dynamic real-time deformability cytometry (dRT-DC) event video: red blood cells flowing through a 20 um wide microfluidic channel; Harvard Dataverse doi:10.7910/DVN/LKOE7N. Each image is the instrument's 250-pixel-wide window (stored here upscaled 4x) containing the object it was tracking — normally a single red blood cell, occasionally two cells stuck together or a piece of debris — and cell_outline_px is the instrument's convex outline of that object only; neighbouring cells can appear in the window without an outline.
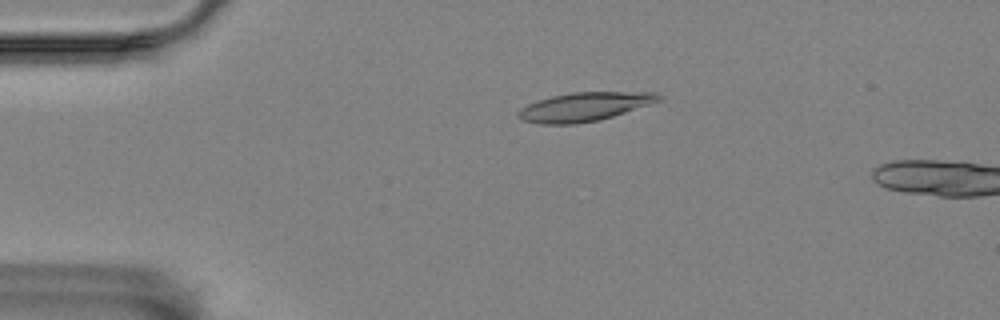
{"species": "Egyptian fruit bat (a non-hibernating species)", "species_latin": "Rousettus aegyptiacus", "temperature_condition": "room temperature", "stored_images_in_passage": 13, "camera_frame_rate_fps": 3000, "um_per_image_px": 0.085, "animal": {"sex": "female"}, "frame": {"image": 1, "passage_image": 10, "time_ms": 3.0, "image_size_px": [1000, 320], "cell_outline_px": [[664, 96], [660, 100], [600, 120], [576, 124], [540, 124], [524, 120], [516, 116], [516, 112], [520, 108], [528, 104], [552, 96], [572, 92], [656, 92]], "centroid_in_image_um": [49.65, 9.07], "position_along_channel_um": 35.4, "area_um2": 23.35}}